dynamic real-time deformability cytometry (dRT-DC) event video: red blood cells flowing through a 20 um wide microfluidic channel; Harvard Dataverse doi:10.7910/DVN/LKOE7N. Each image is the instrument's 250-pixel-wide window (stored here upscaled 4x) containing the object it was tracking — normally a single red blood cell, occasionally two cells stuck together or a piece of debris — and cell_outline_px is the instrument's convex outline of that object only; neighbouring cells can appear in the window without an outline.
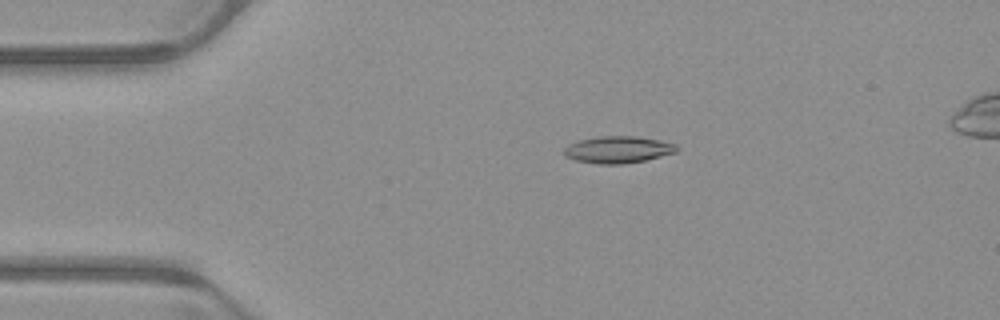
{"species": "common noctule bat (a hibernating species)", "species_latin": "Nyctalus noctula", "temperature_condition": "warm", "stored_images_in_passage": 45, "camera_frame_rate_fps": 3000, "um_per_image_px": 0.085, "animal": {"sex": "male", "body_mass_g": 23.1, "forearm_length_mm": 52.7}, "frame": {"image": 1, "passage_image": 4, "time_ms": 1.0, "image_size_px": [1000, 320], "cell_outline_px": [[676, 152], [644, 160], [624, 164], [596, 164], [576, 160], [564, 156], [564, 148], [580, 140], [600, 136], [636, 136], [676, 144]], "centroid_in_image_um": [52.5, 12.72], "position_along_channel_um": 32.5, "area_um2": 17.34}}
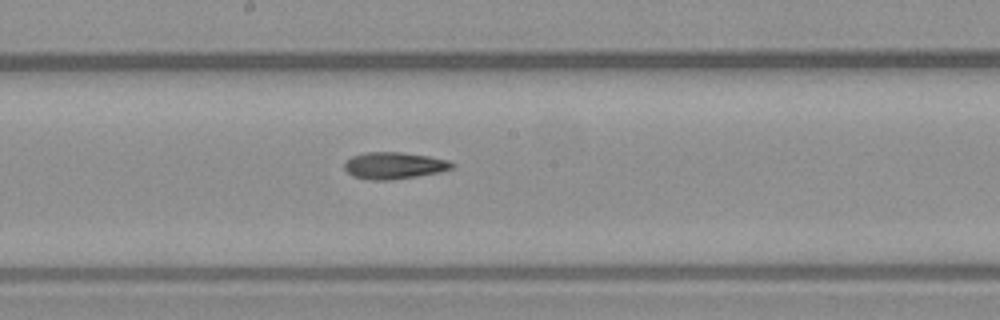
{"frame": {"image": 2, "passage_image": 21, "time_ms": 6.667, "image_size_px": [1000, 320], "cell_outline_px": [[456, 164], [452, 168], [440, 172], [392, 180], [372, 180], [352, 176], [344, 168], [344, 164], [352, 156], [364, 152], [400, 152], [428, 156], [448, 160]], "centroid_in_image_um": [33.5, 14.07], "position_along_channel_um": 214.7, "area_um2": 16.76}}
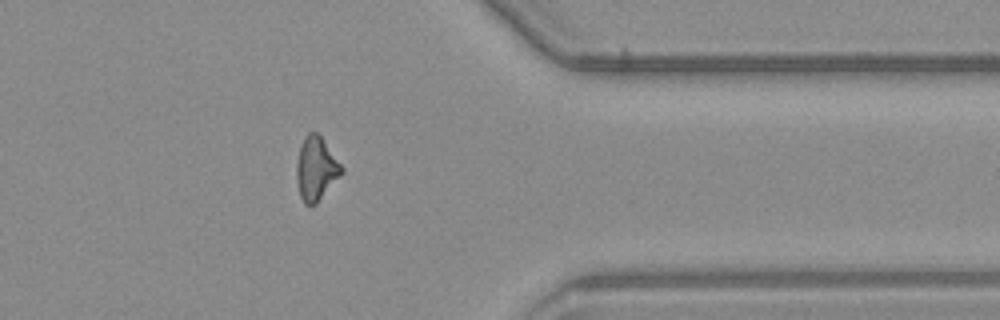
{"frame": {"image": 3, "passage_image": 35, "time_ms": 11.333, "image_size_px": [1000, 320], "cell_outline_px": [[344, 172], [316, 204], [304, 204], [300, 196], [296, 180], [296, 164], [300, 148], [304, 136], [308, 132], [316, 132], [320, 136], [344, 168]], "centroid_in_image_um": [26.86, 14.35], "position_along_channel_um": 384.5, "area_um2": 16.59}, "authors_computed_cell_mechanics": {"area_um2": 16.473, "velocity_mm_per_s": 3.9706, "shape_relaxation_time_tau1_ms": 5.5679, "shape_relaxation_time_tau2_ms": 6.4392, "deformation_change_tau1": 0.169, "deformation_change_tau2": 0.1595}}